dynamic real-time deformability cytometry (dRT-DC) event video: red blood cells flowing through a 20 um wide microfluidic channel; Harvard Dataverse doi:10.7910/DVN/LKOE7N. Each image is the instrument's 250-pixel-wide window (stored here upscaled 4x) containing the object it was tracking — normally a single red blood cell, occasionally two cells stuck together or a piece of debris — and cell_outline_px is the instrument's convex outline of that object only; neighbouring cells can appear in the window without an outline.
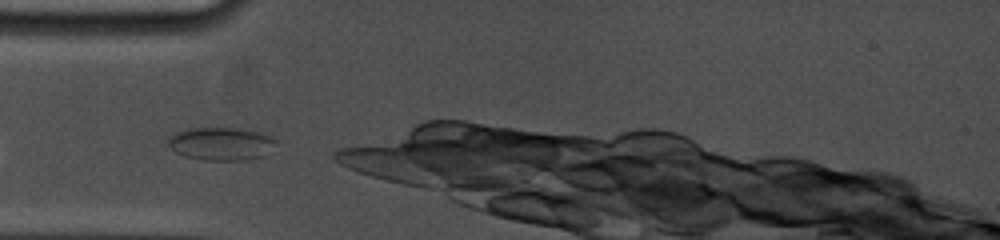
{"species": "common noctule bat (a hibernating species)", "species_latin": "Nyctalus noctula", "temperature_condition": "cold", "stored_images_in_passage": 6, "camera_frame_rate_fps": 5000, "um_per_image_px": 0.085, "animal": {"sex": "female", "body_mass_g": 19.0, "forearm_length_mm": 53.3}, "frame": {"image": 1, "passage_image": 1, "time_ms": 0.0, "image_size_px": [1000, 240], "cell_outline_px": [[276, 140], [264, 156], [244, 160], [204, 160], [184, 156], [176, 152], [168, 144], [168, 140], [176, 132], [192, 128], [236, 128], [256, 132], [268, 136]], "centroid_in_image_um": [18.75, 12.23], "position_along_channel_um": 66.2, "area_um2": 20.23}}
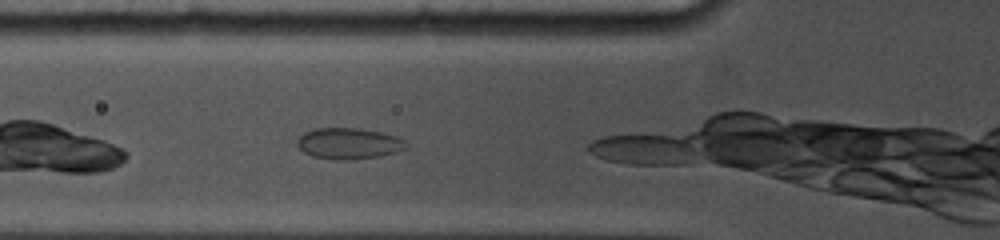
{"frame": {"image": 2, "passage_image": 2, "time_ms": 0.8, "image_size_px": [1000, 240], "cell_outline_px": [[408, 144], [404, 148], [396, 152], [380, 156], [348, 160], [336, 160], [312, 156], [304, 152], [296, 144], [296, 140], [304, 132], [316, 128], [360, 128], [380, 132], [396, 136], [404, 140]], "centroid_in_image_um": [29.62, 12.19], "position_along_channel_um": 96.2, "area_um2": 19.77}}
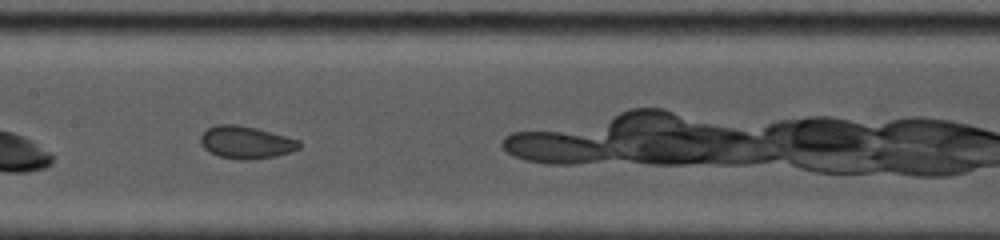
{"frame": {"image": 3, "passage_image": 5, "time_ms": 3.2, "image_size_px": [1000, 240], "cell_outline_px": [[300, 148], [292, 152], [276, 156], [252, 160], [240, 160], [220, 156], [208, 152], [200, 144], [200, 136], [208, 128], [216, 124], [236, 124], [256, 128], [300, 140]], "centroid_in_image_um": [20.91, 12.11], "position_along_channel_um": 186.5, "area_um2": 18.84}}